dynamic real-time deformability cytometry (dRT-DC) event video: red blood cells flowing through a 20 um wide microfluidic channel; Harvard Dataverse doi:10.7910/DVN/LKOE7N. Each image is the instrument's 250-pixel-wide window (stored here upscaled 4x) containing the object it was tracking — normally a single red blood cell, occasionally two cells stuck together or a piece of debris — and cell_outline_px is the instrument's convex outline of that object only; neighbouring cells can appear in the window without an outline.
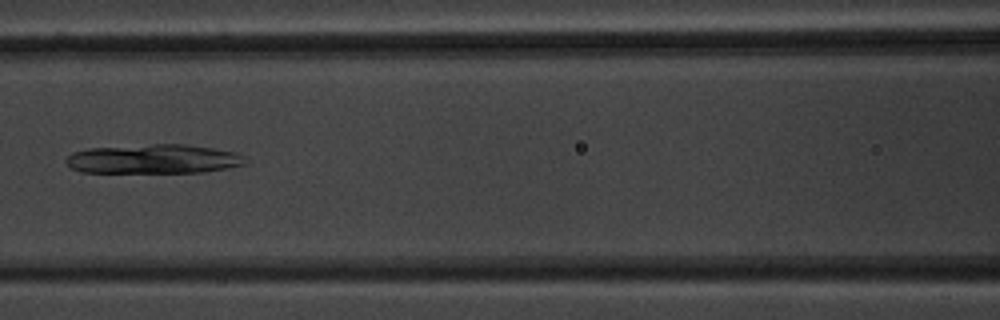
{"species": "common noctule bat (a hibernating species)", "species_latin": "Nyctalus noctula", "temperature_condition": "warm", "stored_images_in_passage": 22, "segment_of_instrument_passage": [2, 3], "camera_frame_rate_fps": 3000, "um_per_image_px": 0.085, "animal": {"sex": "male", "body_mass_g": 20.1, "forearm_length_mm": 53.5}, "frame": {"image": 1, "passage_image": 7, "time_ms": 2.0, "image_size_px": [1000, 320], "cell_outline_px": [[232, 164], [216, 168], [188, 172], [92, 172], [76, 168], [80, 152], [104, 148], [200, 148], [224, 152]], "centroid_in_image_um": [12.85, 13.6], "position_along_channel_um": 153.8, "area_um2": 24.1}}
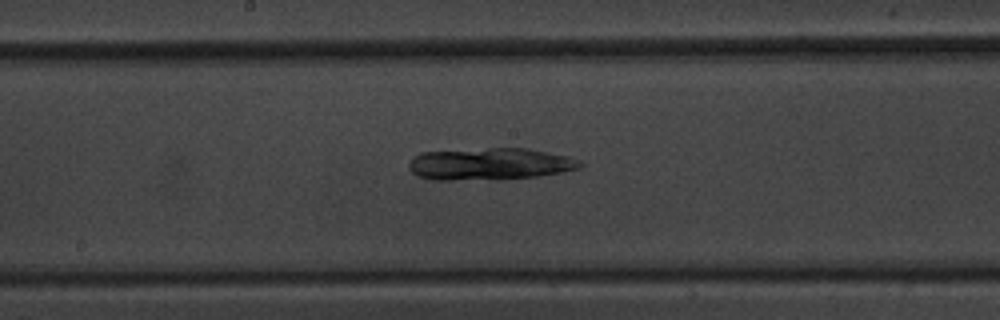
{"frame": {"image": 2, "passage_image": 11, "time_ms": 3.333, "image_size_px": [1000, 320], "cell_outline_px": [[568, 168], [552, 172], [524, 176], [424, 176], [416, 172], [420, 156], [432, 152], [532, 152], [552, 156]], "centroid_in_image_um": [41.39, 13.95], "position_along_channel_um": 206.8, "area_um2": 23.18}}
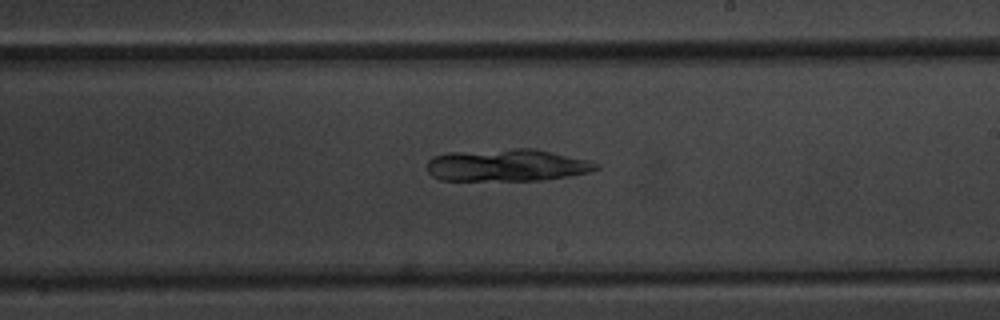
{"frame": {"image": 3, "passage_image": 14, "time_ms": 4.333, "image_size_px": [1000, 320], "cell_outline_px": [[592, 168], [580, 172], [556, 176], [524, 180], [448, 180], [432, 160], [440, 156], [512, 152], [544, 152], [572, 160]], "centroid_in_image_um": [43.04, 14.13], "position_along_channel_um": 246.0, "area_um2": 24.91}}